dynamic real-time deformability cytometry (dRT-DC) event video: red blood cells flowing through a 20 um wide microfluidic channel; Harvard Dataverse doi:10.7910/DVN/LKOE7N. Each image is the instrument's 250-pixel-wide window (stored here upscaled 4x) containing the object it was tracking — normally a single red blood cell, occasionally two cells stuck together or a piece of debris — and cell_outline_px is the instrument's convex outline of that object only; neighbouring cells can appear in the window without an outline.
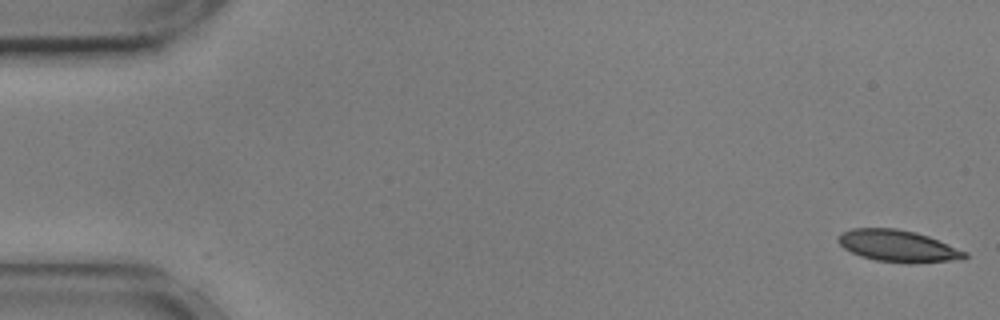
{"species": "common noctule bat (a hibernating species)", "species_latin": "Nyctalus noctula", "temperature_condition": "cold", "stored_images_in_passage": 55, "camera_frame_rate_fps": 3000, "um_per_image_px": 0.085, "animal": {"sex": "male", "body_mass_g": 17.9, "forearm_length_mm": 54.2}, "frame": {"image": 1, "passage_image": 1, "time_ms": 0.0, "image_size_px": [1000, 320], "cell_outline_px": [[968, 256], [964, 260], [912, 264], [908, 264], [876, 260], [860, 256], [844, 248], [836, 240], [836, 236], [840, 232], [852, 228], [896, 228], [916, 232], [928, 236], [968, 252]], "centroid_in_image_um": [76.35, 20.92], "position_along_channel_um": 8.7, "area_um2": 23.93}}
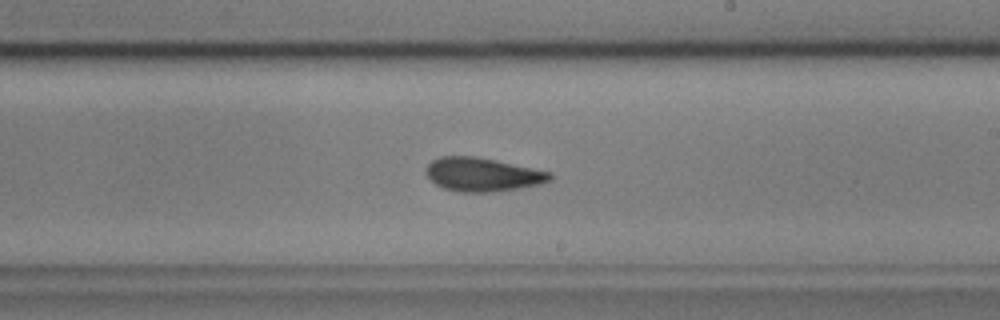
{"frame": {"image": 2, "passage_image": 32, "time_ms": 10.333, "image_size_px": [1000, 320], "cell_outline_px": [[552, 180], [540, 184], [520, 188], [488, 192], [460, 192], [444, 188], [436, 184], [424, 172], [428, 164], [432, 160], [440, 156], [476, 156], [496, 160], [552, 172]], "centroid_in_image_um": [41.02, 14.82], "position_along_channel_um": 248.0, "area_um2": 24.33}}
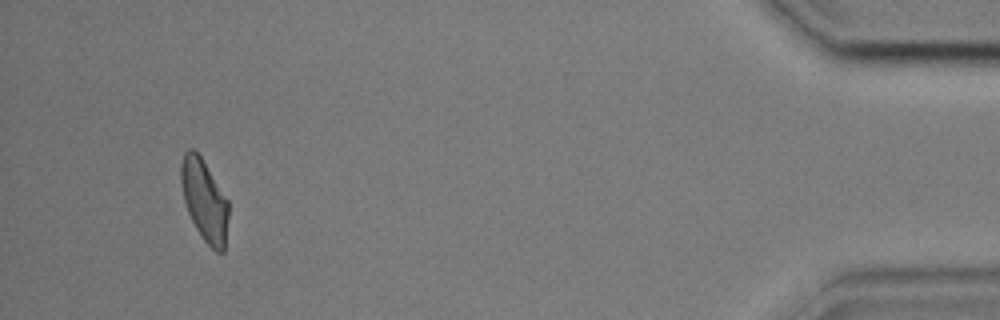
{"frame": {"image": 3, "passage_image": 52, "time_ms": 17.0, "image_size_px": [1000, 320], "cell_outline_px": [[228, 216], [224, 252], [216, 252], [204, 240], [196, 228], [188, 212], [184, 200], [180, 180], [180, 164], [184, 152], [188, 148], [192, 148], [200, 156], [228, 200]], "centroid_in_image_um": [17.36, 17.02], "position_along_channel_um": 417.8, "area_um2": 22.37}, "authors_computed_cell_mechanics": {"area_um2": 23.8136, "velocity_mm_per_s": 3.6009, "shape_relaxation_time_tau1_ms": 5.4766, "shape_relaxation_time_tau2_ms": 3.1648, "deformation_change_tau1": 0.1502, "deformation_change_tau2": 0.0938}}